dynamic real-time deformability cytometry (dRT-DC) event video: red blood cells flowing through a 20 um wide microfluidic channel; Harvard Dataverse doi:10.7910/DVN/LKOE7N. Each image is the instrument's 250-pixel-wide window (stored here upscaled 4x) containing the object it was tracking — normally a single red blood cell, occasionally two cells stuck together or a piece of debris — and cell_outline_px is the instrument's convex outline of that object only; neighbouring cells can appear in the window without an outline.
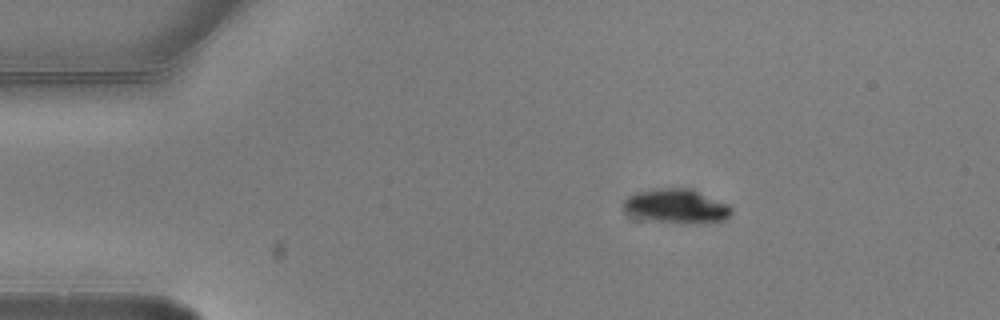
{"species": "common noctule bat (a hibernating species)", "species_latin": "Nyctalus noctula", "temperature_condition": "warm", "stored_images_in_passage": 3, "camera_frame_rate_fps": 3000, "um_per_image_px": 0.085, "animal": {"sex": "male", "body_mass_g": 20.5, "forearm_length_mm": 52.5}, "frame": {"image": 1, "passage_image": 1, "time_ms": 0.0, "image_size_px": [1000, 320], "cell_outline_px": [[732, 212], [728, 220], [704, 224], [680, 224], [632, 220], [624, 212], [624, 200], [628, 196], [636, 192], [656, 188], [692, 188], [728, 204], [732, 208]], "centroid_in_image_um": [57.45, 17.58], "position_along_channel_um": 27.5, "area_um2": 22.83}}
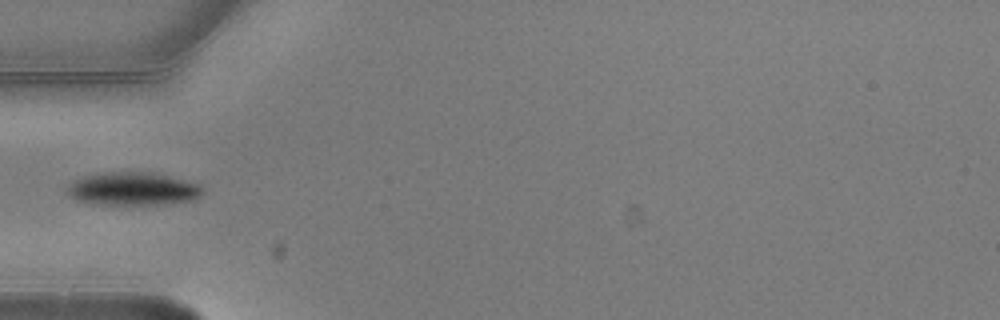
{"frame": {"image": 2, "passage_image": 3, "time_ms": 0.667, "image_size_px": [1000, 320], "cell_outline_px": [[204, 192], [200, 196], [192, 200], [168, 204], [96, 204], [76, 200], [64, 188], [72, 180], [96, 172], [152, 172], [200, 184], [204, 188]], "centroid_in_image_um": [11.28, 16.04], "position_along_channel_um": 73.7, "area_um2": 26.36}}